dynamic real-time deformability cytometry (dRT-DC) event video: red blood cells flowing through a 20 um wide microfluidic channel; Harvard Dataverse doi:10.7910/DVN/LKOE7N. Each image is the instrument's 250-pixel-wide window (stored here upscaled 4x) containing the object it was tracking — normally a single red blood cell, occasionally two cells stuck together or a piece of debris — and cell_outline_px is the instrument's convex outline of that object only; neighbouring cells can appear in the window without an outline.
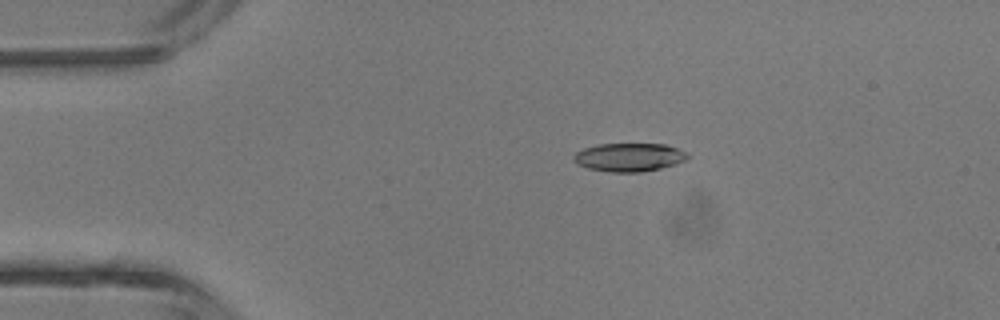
{"species": "common noctule bat (a hibernating species)", "species_latin": "Nyctalus noctula", "temperature_condition": "room temperature", "stored_images_in_passage": 46, "camera_frame_rate_fps": 3000, "um_per_image_px": 0.085, "animal": {"sex": "male", "body_mass_g": 13.3}, "frame": {"image": 1, "passage_image": 9, "time_ms": 2.667, "image_size_px": [1000, 320], "cell_outline_px": [[688, 156], [684, 160], [676, 164], [660, 168], [640, 172], [608, 172], [588, 168], [576, 164], [572, 160], [572, 156], [576, 152], [584, 148], [596, 144], [664, 144], [688, 152]], "centroid_in_image_um": [53.43, 13.36], "position_along_channel_um": 31.6, "area_um2": 18.9}}
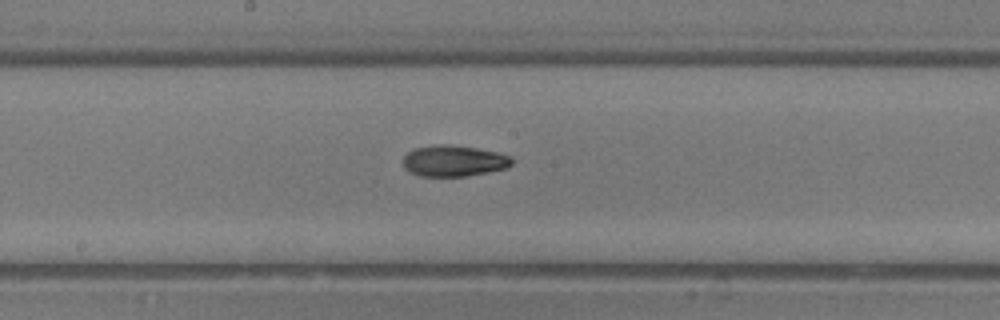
{"frame": {"image": 2, "passage_image": 24, "time_ms": 7.667, "image_size_px": [1000, 320], "cell_outline_px": [[512, 164], [508, 168], [468, 176], [420, 176], [408, 172], [404, 168], [404, 156], [412, 148], [432, 144], [448, 144], [476, 148], [496, 152], [512, 156]], "centroid_in_image_um": [38.56, 13.67], "position_along_channel_um": 209.6, "area_um2": 20.0}}
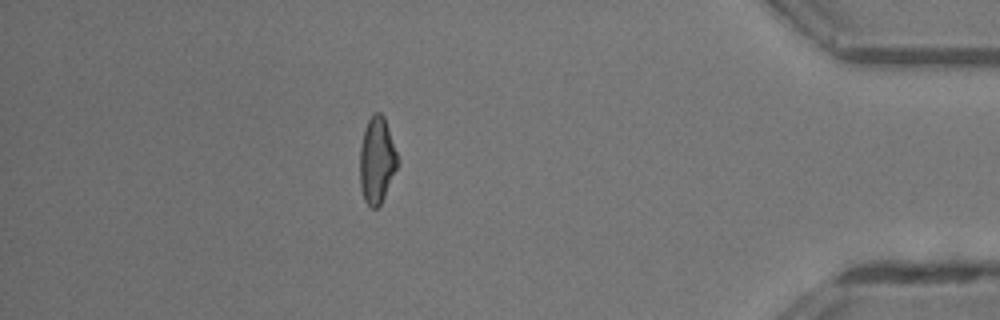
{"frame": {"image": 3, "passage_image": 40, "time_ms": 13.0, "image_size_px": [1000, 320], "cell_outline_px": [[400, 160], [384, 196], [380, 204], [376, 208], [372, 208], [364, 200], [360, 188], [360, 148], [364, 128], [368, 120], [376, 112], [380, 112], [384, 116]], "centroid_in_image_um": [32.03, 13.61], "position_along_channel_um": 403.2, "area_um2": 18.96}, "authors_computed_cell_mechanics": {"area_um2": 19.4497, "velocity_mm_per_s": 4.5183, "shape_relaxation_time_tau1_ms": 4.6134, "shape_relaxation_time_tau2_ms": 3.3373, "deformation_change_tau1": 0.2043, "deformation_change_tau2": 0.1006}}